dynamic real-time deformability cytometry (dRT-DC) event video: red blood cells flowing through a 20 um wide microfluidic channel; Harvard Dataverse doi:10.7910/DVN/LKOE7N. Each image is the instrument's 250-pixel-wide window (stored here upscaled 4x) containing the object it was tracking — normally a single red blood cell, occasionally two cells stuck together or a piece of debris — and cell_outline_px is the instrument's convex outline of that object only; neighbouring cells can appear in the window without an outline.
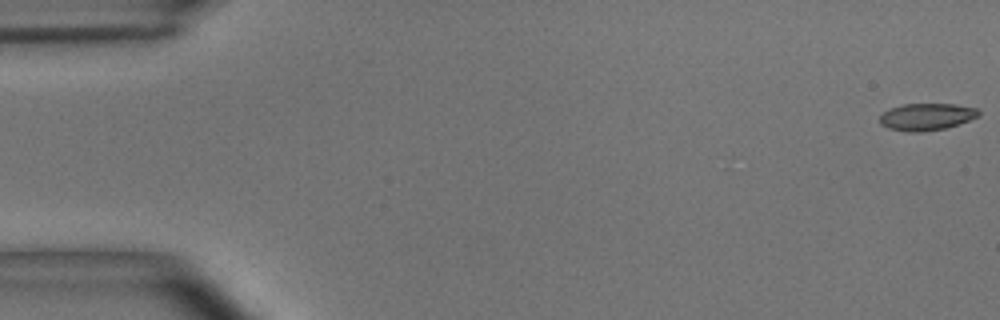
{"species": "common noctule bat (a hibernating species)", "species_latin": "Nyctalus noctula", "temperature_condition": "room temperature", "stored_images_in_passage": 6, "camera_frame_rate_fps": 3000, "um_per_image_px": 0.085, "animal": {"sex": "male", "body_mass_g": 15.6}, "frame": {"image": 1, "passage_image": 1, "time_ms": 0.0, "image_size_px": [1000, 320], "cell_outline_px": [[980, 116], [944, 128], [920, 132], [908, 132], [888, 128], [880, 124], [880, 116], [884, 112], [892, 108], [904, 104], [956, 104], [976, 108], [980, 112]], "centroid_in_image_um": [78.75, 9.92], "position_along_channel_um": 6.2, "area_um2": 15.37}}
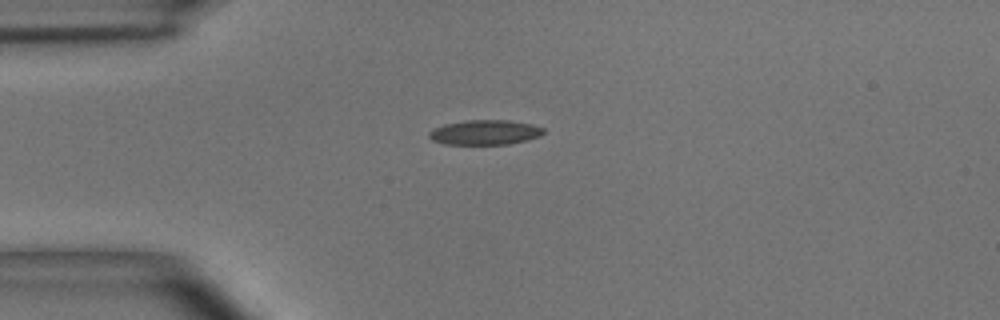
{"frame": {"image": 2, "passage_image": 4, "time_ms": 1.0, "image_size_px": [1000, 320], "cell_outline_px": [[544, 132], [540, 136], [528, 140], [508, 144], [444, 144], [432, 140], [428, 136], [428, 132], [444, 124], [468, 120], [508, 120], [532, 124], [544, 128]], "centroid_in_image_um": [41.23, 11.25], "position_along_channel_um": 43.8, "area_um2": 16.53}}
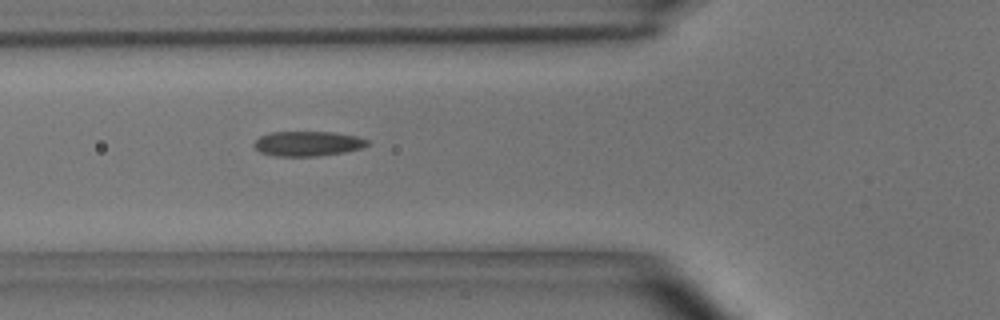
{"frame": {"image": 3, "passage_image": 6, "time_ms": 1.667, "image_size_px": [1000, 320], "cell_outline_px": [[368, 144], [364, 148], [344, 152], [320, 156], [276, 156], [260, 152], [252, 144], [260, 136], [272, 132], [332, 132], [356, 136], [368, 140]], "centroid_in_image_um": [26.16, 12.21], "position_along_channel_um": 99.6, "area_um2": 16.42}}